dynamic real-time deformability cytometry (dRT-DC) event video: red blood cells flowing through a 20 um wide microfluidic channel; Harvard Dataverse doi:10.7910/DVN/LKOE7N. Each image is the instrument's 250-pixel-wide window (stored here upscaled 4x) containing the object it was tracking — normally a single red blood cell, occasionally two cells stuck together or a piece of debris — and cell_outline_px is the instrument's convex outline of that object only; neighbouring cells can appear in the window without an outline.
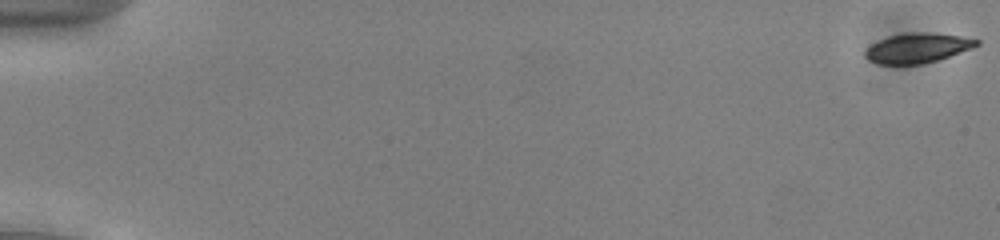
{"species": "common noctule bat (a hibernating species)", "species_latin": "Nyctalus noctula", "temperature_condition": "cold", "stored_images_in_passage": 54, "camera_frame_rate_fps": 3000, "um_per_image_px": 0.085, "animal": {"sex": "male", "body_mass_g": 13.0, "forearm_length_mm": 53.1}, "frame": {"image": 1, "passage_image": 1, "time_ms": 0.0, "image_size_px": [1000, 240], "cell_outline_px": [[980, 44], [972, 48], [924, 64], [876, 64], [868, 60], [864, 56], [864, 52], [872, 44], [888, 36], [916, 32], [932, 32], [960, 36], [980, 40]], "centroid_in_image_um": [77.98, 4.08], "position_along_channel_um": 7.0, "area_um2": 19.19}}
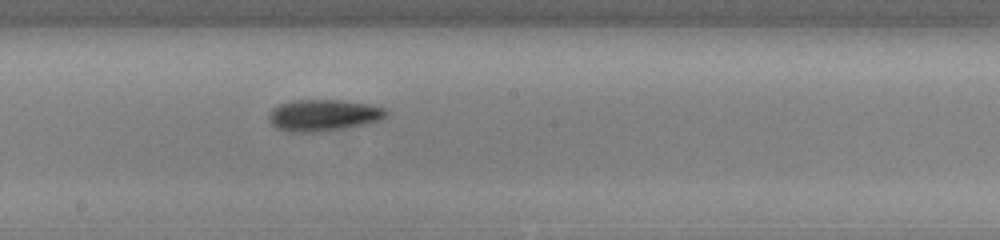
{"frame": {"image": 2, "passage_image": 31, "time_ms": 10.0, "image_size_px": [1000, 240], "cell_outline_px": [[388, 112], [384, 116], [376, 120], [364, 124], [320, 132], [288, 132], [276, 128], [268, 120], [268, 116], [272, 108], [280, 104], [292, 100], [336, 100], [364, 104], [384, 108]], "centroid_in_image_um": [27.38, 9.8], "position_along_channel_um": 220.8, "area_um2": 21.21}}
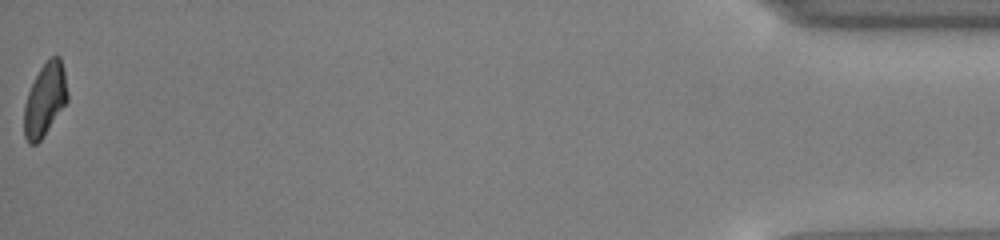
{"frame": {"image": 3, "passage_image": 54, "time_ms": 17.667, "image_size_px": [1000, 240], "cell_outline_px": [[68, 100], [40, 140], [36, 144], [28, 144], [24, 136], [24, 104], [28, 92], [40, 68], [52, 56], [60, 56], [64, 72], [68, 92]], "centroid_in_image_um": [3.81, 8.48], "position_along_channel_um": 431.4, "area_um2": 18.15}, "authors_computed_cell_mechanics": {"area_um2": 19.8254, "velocity_mm_per_s": 3.9392, "shape_relaxation_time_tau1_ms": 2.2351, "shape_relaxation_time_tau2_ms": 5.6493, "deformation_change_tau1": 0.1229, "deformation_change_tau2": 0.1216}}